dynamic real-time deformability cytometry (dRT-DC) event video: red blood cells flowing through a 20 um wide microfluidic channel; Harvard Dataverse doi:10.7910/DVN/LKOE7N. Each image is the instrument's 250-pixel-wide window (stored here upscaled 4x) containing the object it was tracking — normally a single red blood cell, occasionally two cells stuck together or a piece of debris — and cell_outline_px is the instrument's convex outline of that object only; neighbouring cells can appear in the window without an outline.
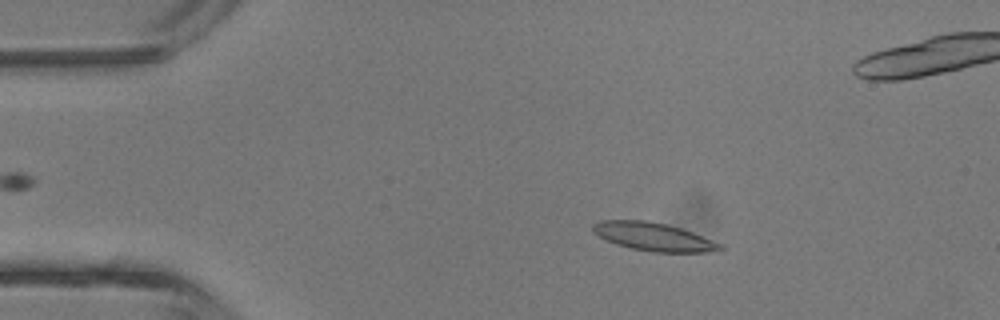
{"species": "common noctule bat (a hibernating species)", "species_latin": "Nyctalus noctula", "temperature_condition": "room temperature", "stored_images_in_passage": 3, "camera_frame_rate_fps": 3000, "um_per_image_px": 0.085, "animal": {"sex": "male", "body_mass_g": 13.3}, "frame": {"image": 1, "passage_image": 1, "time_ms": 0.0, "image_size_px": [1000, 320], "cell_outline_px": [[724, 248], [704, 252], [652, 252], [632, 248], [616, 244], [592, 232], [592, 224], [600, 220], [644, 220], [664, 224], [680, 228], [692, 232], [720, 244]], "centroid_in_image_um": [55.48, 20.11], "position_along_channel_um": 29.5, "area_um2": 20.46}}